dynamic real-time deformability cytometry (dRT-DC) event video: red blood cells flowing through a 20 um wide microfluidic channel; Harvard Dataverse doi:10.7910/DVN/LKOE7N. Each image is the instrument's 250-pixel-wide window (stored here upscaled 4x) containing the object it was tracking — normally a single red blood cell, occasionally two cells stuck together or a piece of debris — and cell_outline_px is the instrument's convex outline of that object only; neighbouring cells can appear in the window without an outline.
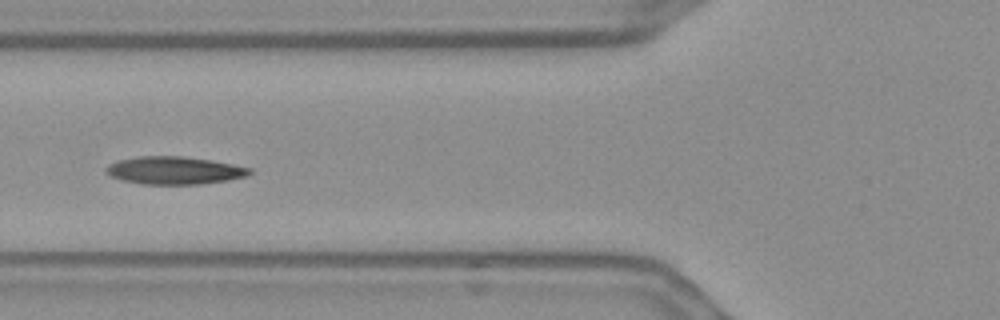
{"species": "Egyptian fruit bat (a non-hibernating species)", "species_latin": "Rousettus aegyptiacus", "temperature_condition": "warm", "stored_images_in_passage": 48, "camera_frame_rate_fps": 3000, "um_per_image_px": 0.085, "frame": {"image": 1, "passage_image": 14, "time_ms": 4.333, "image_size_px": [1000, 320], "cell_outline_px": [[252, 172], [248, 176], [228, 180], [200, 184], [140, 184], [108, 176], [104, 172], [104, 168], [108, 164], [116, 160], [136, 156], [184, 156], [212, 160], [252, 168]], "centroid_in_image_um": [14.78, 14.48], "position_along_channel_um": 111.0, "area_um2": 23.52}}
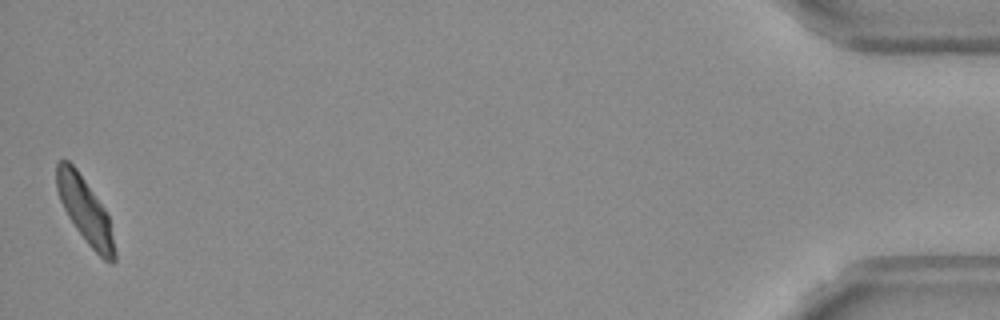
{"frame": {"image": 2, "passage_image": 48, "time_ms": 15.667, "image_size_px": [1000, 320], "cell_outline_px": [[116, 260], [112, 264], [104, 260], [88, 244], [76, 228], [68, 216], [60, 200], [56, 188], [56, 164], [60, 160], [68, 160], [76, 168], [104, 208], [108, 216], [116, 252]], "centroid_in_image_um": [7.23, 17.89], "position_along_channel_um": 428.0, "area_um2": 21.68}, "authors_computed_cell_mechanics": {"area_um2": 22.7732, "velocity_mm_per_s": 3.6197, "shape_relaxation_time_tau1_ms": null, "shape_relaxation_time_tau2_ms": 3.5083, "deformation_change_tau1": null, "deformation_change_tau2": 0.0869}}